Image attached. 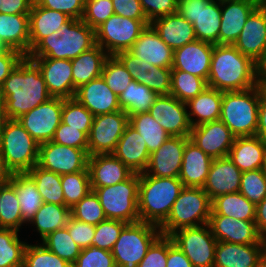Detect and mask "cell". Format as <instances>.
I'll return each instance as SVG.
<instances>
[{"label": "cell", "mask_w": 266, "mask_h": 267, "mask_svg": "<svg viewBox=\"0 0 266 267\" xmlns=\"http://www.w3.org/2000/svg\"><path fill=\"white\" fill-rule=\"evenodd\" d=\"M0 98L4 101L6 118L17 119L52 96L39 67L28 56H24L3 82Z\"/></svg>", "instance_id": "cell-1"}, {"label": "cell", "mask_w": 266, "mask_h": 267, "mask_svg": "<svg viewBox=\"0 0 266 267\" xmlns=\"http://www.w3.org/2000/svg\"><path fill=\"white\" fill-rule=\"evenodd\" d=\"M207 86L223 92L255 87V62L241 54L234 45L216 44L211 56Z\"/></svg>", "instance_id": "cell-2"}, {"label": "cell", "mask_w": 266, "mask_h": 267, "mask_svg": "<svg viewBox=\"0 0 266 267\" xmlns=\"http://www.w3.org/2000/svg\"><path fill=\"white\" fill-rule=\"evenodd\" d=\"M183 188L179 177H153L139 174L138 213L140 221L160 227L169 216Z\"/></svg>", "instance_id": "cell-3"}, {"label": "cell", "mask_w": 266, "mask_h": 267, "mask_svg": "<svg viewBox=\"0 0 266 267\" xmlns=\"http://www.w3.org/2000/svg\"><path fill=\"white\" fill-rule=\"evenodd\" d=\"M96 45L95 30L82 19H69L59 32L42 39L29 53V58L75 59Z\"/></svg>", "instance_id": "cell-4"}, {"label": "cell", "mask_w": 266, "mask_h": 267, "mask_svg": "<svg viewBox=\"0 0 266 267\" xmlns=\"http://www.w3.org/2000/svg\"><path fill=\"white\" fill-rule=\"evenodd\" d=\"M0 156L12 174L29 172L38 164L39 143L17 119H7L0 132Z\"/></svg>", "instance_id": "cell-5"}, {"label": "cell", "mask_w": 266, "mask_h": 267, "mask_svg": "<svg viewBox=\"0 0 266 267\" xmlns=\"http://www.w3.org/2000/svg\"><path fill=\"white\" fill-rule=\"evenodd\" d=\"M260 87L242 91H225L220 120L235 137L254 136L258 126Z\"/></svg>", "instance_id": "cell-6"}, {"label": "cell", "mask_w": 266, "mask_h": 267, "mask_svg": "<svg viewBox=\"0 0 266 267\" xmlns=\"http://www.w3.org/2000/svg\"><path fill=\"white\" fill-rule=\"evenodd\" d=\"M210 213L211 200L203 188L183 187L169 216L159 227L161 234L170 236L182 228L205 225L209 222Z\"/></svg>", "instance_id": "cell-7"}, {"label": "cell", "mask_w": 266, "mask_h": 267, "mask_svg": "<svg viewBox=\"0 0 266 267\" xmlns=\"http://www.w3.org/2000/svg\"><path fill=\"white\" fill-rule=\"evenodd\" d=\"M139 174L134 173L129 179L106 187H91L100 200L107 219L126 223L140 221L138 213Z\"/></svg>", "instance_id": "cell-8"}, {"label": "cell", "mask_w": 266, "mask_h": 267, "mask_svg": "<svg viewBox=\"0 0 266 267\" xmlns=\"http://www.w3.org/2000/svg\"><path fill=\"white\" fill-rule=\"evenodd\" d=\"M161 235L156 225L144 221L127 223L111 251L116 267H138L148 249Z\"/></svg>", "instance_id": "cell-9"}, {"label": "cell", "mask_w": 266, "mask_h": 267, "mask_svg": "<svg viewBox=\"0 0 266 267\" xmlns=\"http://www.w3.org/2000/svg\"><path fill=\"white\" fill-rule=\"evenodd\" d=\"M177 13L193 25L196 39L219 44L220 0H177Z\"/></svg>", "instance_id": "cell-10"}, {"label": "cell", "mask_w": 266, "mask_h": 267, "mask_svg": "<svg viewBox=\"0 0 266 267\" xmlns=\"http://www.w3.org/2000/svg\"><path fill=\"white\" fill-rule=\"evenodd\" d=\"M148 20H134L113 14L95 29V41L109 55L129 50L149 25Z\"/></svg>", "instance_id": "cell-11"}, {"label": "cell", "mask_w": 266, "mask_h": 267, "mask_svg": "<svg viewBox=\"0 0 266 267\" xmlns=\"http://www.w3.org/2000/svg\"><path fill=\"white\" fill-rule=\"evenodd\" d=\"M193 267H214L217 240L209 224L182 228L169 236Z\"/></svg>", "instance_id": "cell-12"}, {"label": "cell", "mask_w": 266, "mask_h": 267, "mask_svg": "<svg viewBox=\"0 0 266 267\" xmlns=\"http://www.w3.org/2000/svg\"><path fill=\"white\" fill-rule=\"evenodd\" d=\"M129 124V115L123 110L93 117L88 136V155L112 154Z\"/></svg>", "instance_id": "cell-13"}, {"label": "cell", "mask_w": 266, "mask_h": 267, "mask_svg": "<svg viewBox=\"0 0 266 267\" xmlns=\"http://www.w3.org/2000/svg\"><path fill=\"white\" fill-rule=\"evenodd\" d=\"M63 104L64 98L52 97L17 120L39 144L52 141L61 123Z\"/></svg>", "instance_id": "cell-14"}, {"label": "cell", "mask_w": 266, "mask_h": 267, "mask_svg": "<svg viewBox=\"0 0 266 267\" xmlns=\"http://www.w3.org/2000/svg\"><path fill=\"white\" fill-rule=\"evenodd\" d=\"M88 158L84 149L49 141L39 144L37 165L44 170L63 175L88 170Z\"/></svg>", "instance_id": "cell-15"}, {"label": "cell", "mask_w": 266, "mask_h": 267, "mask_svg": "<svg viewBox=\"0 0 266 267\" xmlns=\"http://www.w3.org/2000/svg\"><path fill=\"white\" fill-rule=\"evenodd\" d=\"M127 69L133 80L144 84L157 95H168L171 90L172 68L156 67L135 57L129 50L114 55Z\"/></svg>", "instance_id": "cell-16"}, {"label": "cell", "mask_w": 266, "mask_h": 267, "mask_svg": "<svg viewBox=\"0 0 266 267\" xmlns=\"http://www.w3.org/2000/svg\"><path fill=\"white\" fill-rule=\"evenodd\" d=\"M188 111L185 102L168 94L158 95L148 112L170 136H190Z\"/></svg>", "instance_id": "cell-17"}, {"label": "cell", "mask_w": 266, "mask_h": 267, "mask_svg": "<svg viewBox=\"0 0 266 267\" xmlns=\"http://www.w3.org/2000/svg\"><path fill=\"white\" fill-rule=\"evenodd\" d=\"M190 136H169V138L149 156L144 171L153 177H179L183 152Z\"/></svg>", "instance_id": "cell-18"}, {"label": "cell", "mask_w": 266, "mask_h": 267, "mask_svg": "<svg viewBox=\"0 0 266 267\" xmlns=\"http://www.w3.org/2000/svg\"><path fill=\"white\" fill-rule=\"evenodd\" d=\"M217 241L236 244H266L255 221H244L219 214H210L208 222Z\"/></svg>", "instance_id": "cell-19"}, {"label": "cell", "mask_w": 266, "mask_h": 267, "mask_svg": "<svg viewBox=\"0 0 266 267\" xmlns=\"http://www.w3.org/2000/svg\"><path fill=\"white\" fill-rule=\"evenodd\" d=\"M190 140L212 159L228 156L235 136L219 119L191 128Z\"/></svg>", "instance_id": "cell-20"}, {"label": "cell", "mask_w": 266, "mask_h": 267, "mask_svg": "<svg viewBox=\"0 0 266 267\" xmlns=\"http://www.w3.org/2000/svg\"><path fill=\"white\" fill-rule=\"evenodd\" d=\"M40 70L52 97L73 98V69L69 59L30 58Z\"/></svg>", "instance_id": "cell-21"}, {"label": "cell", "mask_w": 266, "mask_h": 267, "mask_svg": "<svg viewBox=\"0 0 266 267\" xmlns=\"http://www.w3.org/2000/svg\"><path fill=\"white\" fill-rule=\"evenodd\" d=\"M266 260V244L217 241L214 267H260Z\"/></svg>", "instance_id": "cell-22"}, {"label": "cell", "mask_w": 266, "mask_h": 267, "mask_svg": "<svg viewBox=\"0 0 266 267\" xmlns=\"http://www.w3.org/2000/svg\"><path fill=\"white\" fill-rule=\"evenodd\" d=\"M259 0H222L219 44L233 45Z\"/></svg>", "instance_id": "cell-23"}, {"label": "cell", "mask_w": 266, "mask_h": 267, "mask_svg": "<svg viewBox=\"0 0 266 267\" xmlns=\"http://www.w3.org/2000/svg\"><path fill=\"white\" fill-rule=\"evenodd\" d=\"M213 47V44L196 39L174 50L172 70L190 73L207 82Z\"/></svg>", "instance_id": "cell-24"}, {"label": "cell", "mask_w": 266, "mask_h": 267, "mask_svg": "<svg viewBox=\"0 0 266 267\" xmlns=\"http://www.w3.org/2000/svg\"><path fill=\"white\" fill-rule=\"evenodd\" d=\"M74 98L93 116L121 110L119 97L107 86L102 75L78 87Z\"/></svg>", "instance_id": "cell-25"}, {"label": "cell", "mask_w": 266, "mask_h": 267, "mask_svg": "<svg viewBox=\"0 0 266 267\" xmlns=\"http://www.w3.org/2000/svg\"><path fill=\"white\" fill-rule=\"evenodd\" d=\"M242 171L228 157L213 159L206 182L202 187L210 200L215 197L239 192Z\"/></svg>", "instance_id": "cell-26"}, {"label": "cell", "mask_w": 266, "mask_h": 267, "mask_svg": "<svg viewBox=\"0 0 266 267\" xmlns=\"http://www.w3.org/2000/svg\"><path fill=\"white\" fill-rule=\"evenodd\" d=\"M129 51L153 66L172 68L174 51L161 40L151 24L142 31Z\"/></svg>", "instance_id": "cell-27"}, {"label": "cell", "mask_w": 266, "mask_h": 267, "mask_svg": "<svg viewBox=\"0 0 266 267\" xmlns=\"http://www.w3.org/2000/svg\"><path fill=\"white\" fill-rule=\"evenodd\" d=\"M237 50L254 62L266 49V14L258 5L246 20L238 39L233 44Z\"/></svg>", "instance_id": "cell-28"}, {"label": "cell", "mask_w": 266, "mask_h": 267, "mask_svg": "<svg viewBox=\"0 0 266 267\" xmlns=\"http://www.w3.org/2000/svg\"><path fill=\"white\" fill-rule=\"evenodd\" d=\"M91 187H106L129 179L132 172L113 154H96L88 158Z\"/></svg>", "instance_id": "cell-29"}, {"label": "cell", "mask_w": 266, "mask_h": 267, "mask_svg": "<svg viewBox=\"0 0 266 267\" xmlns=\"http://www.w3.org/2000/svg\"><path fill=\"white\" fill-rule=\"evenodd\" d=\"M112 154L132 172L138 174L144 173L150 156L145 140L130 124L127 125Z\"/></svg>", "instance_id": "cell-30"}, {"label": "cell", "mask_w": 266, "mask_h": 267, "mask_svg": "<svg viewBox=\"0 0 266 267\" xmlns=\"http://www.w3.org/2000/svg\"><path fill=\"white\" fill-rule=\"evenodd\" d=\"M212 158L208 156L190 139L186 142L179 179L182 181L183 187H203Z\"/></svg>", "instance_id": "cell-31"}, {"label": "cell", "mask_w": 266, "mask_h": 267, "mask_svg": "<svg viewBox=\"0 0 266 267\" xmlns=\"http://www.w3.org/2000/svg\"><path fill=\"white\" fill-rule=\"evenodd\" d=\"M150 24L173 51L196 40L193 25L177 12L156 18Z\"/></svg>", "instance_id": "cell-32"}, {"label": "cell", "mask_w": 266, "mask_h": 267, "mask_svg": "<svg viewBox=\"0 0 266 267\" xmlns=\"http://www.w3.org/2000/svg\"><path fill=\"white\" fill-rule=\"evenodd\" d=\"M29 14L0 13V39L8 49L30 53Z\"/></svg>", "instance_id": "cell-33"}, {"label": "cell", "mask_w": 266, "mask_h": 267, "mask_svg": "<svg viewBox=\"0 0 266 267\" xmlns=\"http://www.w3.org/2000/svg\"><path fill=\"white\" fill-rule=\"evenodd\" d=\"M266 141L257 135L235 137L228 157L242 171L262 169Z\"/></svg>", "instance_id": "cell-34"}, {"label": "cell", "mask_w": 266, "mask_h": 267, "mask_svg": "<svg viewBox=\"0 0 266 267\" xmlns=\"http://www.w3.org/2000/svg\"><path fill=\"white\" fill-rule=\"evenodd\" d=\"M70 19L66 14L32 4L29 13L30 52L45 37L59 32L60 27Z\"/></svg>", "instance_id": "cell-35"}, {"label": "cell", "mask_w": 266, "mask_h": 267, "mask_svg": "<svg viewBox=\"0 0 266 267\" xmlns=\"http://www.w3.org/2000/svg\"><path fill=\"white\" fill-rule=\"evenodd\" d=\"M222 98L223 91L207 87L195 98L190 99L186 105L187 109H190L188 119L191 127L219 120ZM192 116L197 118L194 119Z\"/></svg>", "instance_id": "cell-36"}, {"label": "cell", "mask_w": 266, "mask_h": 267, "mask_svg": "<svg viewBox=\"0 0 266 267\" xmlns=\"http://www.w3.org/2000/svg\"><path fill=\"white\" fill-rule=\"evenodd\" d=\"M110 55L99 45L81 53L71 60L73 69V89L76 91L81 85L102 75L104 63Z\"/></svg>", "instance_id": "cell-37"}, {"label": "cell", "mask_w": 266, "mask_h": 267, "mask_svg": "<svg viewBox=\"0 0 266 267\" xmlns=\"http://www.w3.org/2000/svg\"><path fill=\"white\" fill-rule=\"evenodd\" d=\"M9 182L16 190L23 223L29 224L35 217L38 209L44 203L41 194L36 188L35 181L27 172H25L12 174Z\"/></svg>", "instance_id": "cell-38"}, {"label": "cell", "mask_w": 266, "mask_h": 267, "mask_svg": "<svg viewBox=\"0 0 266 267\" xmlns=\"http://www.w3.org/2000/svg\"><path fill=\"white\" fill-rule=\"evenodd\" d=\"M256 206L240 192L222 194L211 200V213L244 221H255Z\"/></svg>", "instance_id": "cell-39"}, {"label": "cell", "mask_w": 266, "mask_h": 267, "mask_svg": "<svg viewBox=\"0 0 266 267\" xmlns=\"http://www.w3.org/2000/svg\"><path fill=\"white\" fill-rule=\"evenodd\" d=\"M70 216L71 209L67 206L44 202L29 223L35 226L42 241L50 233L64 228Z\"/></svg>", "instance_id": "cell-40"}, {"label": "cell", "mask_w": 266, "mask_h": 267, "mask_svg": "<svg viewBox=\"0 0 266 267\" xmlns=\"http://www.w3.org/2000/svg\"><path fill=\"white\" fill-rule=\"evenodd\" d=\"M157 96L147 86L133 80L119 95V105L129 116L145 113L149 111Z\"/></svg>", "instance_id": "cell-41"}, {"label": "cell", "mask_w": 266, "mask_h": 267, "mask_svg": "<svg viewBox=\"0 0 266 267\" xmlns=\"http://www.w3.org/2000/svg\"><path fill=\"white\" fill-rule=\"evenodd\" d=\"M129 124L145 140L150 154L155 152L170 136L149 112L129 116Z\"/></svg>", "instance_id": "cell-42"}, {"label": "cell", "mask_w": 266, "mask_h": 267, "mask_svg": "<svg viewBox=\"0 0 266 267\" xmlns=\"http://www.w3.org/2000/svg\"><path fill=\"white\" fill-rule=\"evenodd\" d=\"M27 173L34 179L36 188L41 194L43 202L65 205L61 186V175L44 170L38 165H35Z\"/></svg>", "instance_id": "cell-43"}, {"label": "cell", "mask_w": 266, "mask_h": 267, "mask_svg": "<svg viewBox=\"0 0 266 267\" xmlns=\"http://www.w3.org/2000/svg\"><path fill=\"white\" fill-rule=\"evenodd\" d=\"M23 218L14 186L8 182L0 187V228L20 231Z\"/></svg>", "instance_id": "cell-44"}, {"label": "cell", "mask_w": 266, "mask_h": 267, "mask_svg": "<svg viewBox=\"0 0 266 267\" xmlns=\"http://www.w3.org/2000/svg\"><path fill=\"white\" fill-rule=\"evenodd\" d=\"M26 245L17 230L0 228V267H23Z\"/></svg>", "instance_id": "cell-45"}, {"label": "cell", "mask_w": 266, "mask_h": 267, "mask_svg": "<svg viewBox=\"0 0 266 267\" xmlns=\"http://www.w3.org/2000/svg\"><path fill=\"white\" fill-rule=\"evenodd\" d=\"M207 87V82L203 78L180 70L171 71V90L169 94L181 102L187 103Z\"/></svg>", "instance_id": "cell-46"}, {"label": "cell", "mask_w": 266, "mask_h": 267, "mask_svg": "<svg viewBox=\"0 0 266 267\" xmlns=\"http://www.w3.org/2000/svg\"><path fill=\"white\" fill-rule=\"evenodd\" d=\"M65 206L72 208L91 191L88 170L61 175Z\"/></svg>", "instance_id": "cell-47"}, {"label": "cell", "mask_w": 266, "mask_h": 267, "mask_svg": "<svg viewBox=\"0 0 266 267\" xmlns=\"http://www.w3.org/2000/svg\"><path fill=\"white\" fill-rule=\"evenodd\" d=\"M41 243L71 265L77 260L81 252V248L74 242L65 227L50 233Z\"/></svg>", "instance_id": "cell-48"}, {"label": "cell", "mask_w": 266, "mask_h": 267, "mask_svg": "<svg viewBox=\"0 0 266 267\" xmlns=\"http://www.w3.org/2000/svg\"><path fill=\"white\" fill-rule=\"evenodd\" d=\"M93 114L74 97L64 99L61 121L73 128L85 132L91 131Z\"/></svg>", "instance_id": "cell-49"}, {"label": "cell", "mask_w": 266, "mask_h": 267, "mask_svg": "<svg viewBox=\"0 0 266 267\" xmlns=\"http://www.w3.org/2000/svg\"><path fill=\"white\" fill-rule=\"evenodd\" d=\"M23 267H72L42 243L28 244L24 251Z\"/></svg>", "instance_id": "cell-50"}, {"label": "cell", "mask_w": 266, "mask_h": 267, "mask_svg": "<svg viewBox=\"0 0 266 267\" xmlns=\"http://www.w3.org/2000/svg\"><path fill=\"white\" fill-rule=\"evenodd\" d=\"M71 216L95 226L107 219L98 196L92 190L71 208Z\"/></svg>", "instance_id": "cell-51"}, {"label": "cell", "mask_w": 266, "mask_h": 267, "mask_svg": "<svg viewBox=\"0 0 266 267\" xmlns=\"http://www.w3.org/2000/svg\"><path fill=\"white\" fill-rule=\"evenodd\" d=\"M102 77L106 81L107 86L118 97L133 81L130 73L114 55H110L106 59L102 71Z\"/></svg>", "instance_id": "cell-52"}, {"label": "cell", "mask_w": 266, "mask_h": 267, "mask_svg": "<svg viewBox=\"0 0 266 267\" xmlns=\"http://www.w3.org/2000/svg\"><path fill=\"white\" fill-rule=\"evenodd\" d=\"M239 192L255 206L266 197V176L262 169L242 172Z\"/></svg>", "instance_id": "cell-53"}, {"label": "cell", "mask_w": 266, "mask_h": 267, "mask_svg": "<svg viewBox=\"0 0 266 267\" xmlns=\"http://www.w3.org/2000/svg\"><path fill=\"white\" fill-rule=\"evenodd\" d=\"M126 222L106 219L95 226L92 246L107 251H112Z\"/></svg>", "instance_id": "cell-54"}, {"label": "cell", "mask_w": 266, "mask_h": 267, "mask_svg": "<svg viewBox=\"0 0 266 267\" xmlns=\"http://www.w3.org/2000/svg\"><path fill=\"white\" fill-rule=\"evenodd\" d=\"M113 14L112 0H85L82 20L95 30Z\"/></svg>", "instance_id": "cell-55"}, {"label": "cell", "mask_w": 266, "mask_h": 267, "mask_svg": "<svg viewBox=\"0 0 266 267\" xmlns=\"http://www.w3.org/2000/svg\"><path fill=\"white\" fill-rule=\"evenodd\" d=\"M72 267H116L111 251L90 246L81 249Z\"/></svg>", "instance_id": "cell-56"}, {"label": "cell", "mask_w": 266, "mask_h": 267, "mask_svg": "<svg viewBox=\"0 0 266 267\" xmlns=\"http://www.w3.org/2000/svg\"><path fill=\"white\" fill-rule=\"evenodd\" d=\"M52 141L56 144L84 149L88 153V135L61 121Z\"/></svg>", "instance_id": "cell-57"}, {"label": "cell", "mask_w": 266, "mask_h": 267, "mask_svg": "<svg viewBox=\"0 0 266 267\" xmlns=\"http://www.w3.org/2000/svg\"><path fill=\"white\" fill-rule=\"evenodd\" d=\"M33 3L44 8L60 11L71 19H82L85 9V0H34Z\"/></svg>", "instance_id": "cell-58"}, {"label": "cell", "mask_w": 266, "mask_h": 267, "mask_svg": "<svg viewBox=\"0 0 266 267\" xmlns=\"http://www.w3.org/2000/svg\"><path fill=\"white\" fill-rule=\"evenodd\" d=\"M168 236L161 235L148 249L138 267H166Z\"/></svg>", "instance_id": "cell-59"}, {"label": "cell", "mask_w": 266, "mask_h": 267, "mask_svg": "<svg viewBox=\"0 0 266 267\" xmlns=\"http://www.w3.org/2000/svg\"><path fill=\"white\" fill-rule=\"evenodd\" d=\"M65 228L68 230V233L70 234L74 242L81 249L92 246L95 234V225L87 224L70 216Z\"/></svg>", "instance_id": "cell-60"}, {"label": "cell", "mask_w": 266, "mask_h": 267, "mask_svg": "<svg viewBox=\"0 0 266 267\" xmlns=\"http://www.w3.org/2000/svg\"><path fill=\"white\" fill-rule=\"evenodd\" d=\"M142 10L151 23L154 19L177 12V0H139Z\"/></svg>", "instance_id": "cell-61"}, {"label": "cell", "mask_w": 266, "mask_h": 267, "mask_svg": "<svg viewBox=\"0 0 266 267\" xmlns=\"http://www.w3.org/2000/svg\"><path fill=\"white\" fill-rule=\"evenodd\" d=\"M116 15L134 20H147L139 0H112Z\"/></svg>", "instance_id": "cell-62"}, {"label": "cell", "mask_w": 266, "mask_h": 267, "mask_svg": "<svg viewBox=\"0 0 266 267\" xmlns=\"http://www.w3.org/2000/svg\"><path fill=\"white\" fill-rule=\"evenodd\" d=\"M23 57L24 55L13 49H8L5 53L0 54V88Z\"/></svg>", "instance_id": "cell-63"}, {"label": "cell", "mask_w": 266, "mask_h": 267, "mask_svg": "<svg viewBox=\"0 0 266 267\" xmlns=\"http://www.w3.org/2000/svg\"><path fill=\"white\" fill-rule=\"evenodd\" d=\"M166 267H193L187 256L173 243L169 236Z\"/></svg>", "instance_id": "cell-64"}, {"label": "cell", "mask_w": 266, "mask_h": 267, "mask_svg": "<svg viewBox=\"0 0 266 267\" xmlns=\"http://www.w3.org/2000/svg\"><path fill=\"white\" fill-rule=\"evenodd\" d=\"M34 0H0V13L29 14Z\"/></svg>", "instance_id": "cell-65"}, {"label": "cell", "mask_w": 266, "mask_h": 267, "mask_svg": "<svg viewBox=\"0 0 266 267\" xmlns=\"http://www.w3.org/2000/svg\"><path fill=\"white\" fill-rule=\"evenodd\" d=\"M256 135L266 141V93L261 87Z\"/></svg>", "instance_id": "cell-66"}, {"label": "cell", "mask_w": 266, "mask_h": 267, "mask_svg": "<svg viewBox=\"0 0 266 267\" xmlns=\"http://www.w3.org/2000/svg\"><path fill=\"white\" fill-rule=\"evenodd\" d=\"M255 224L260 235L266 240V197L256 205Z\"/></svg>", "instance_id": "cell-67"}, {"label": "cell", "mask_w": 266, "mask_h": 267, "mask_svg": "<svg viewBox=\"0 0 266 267\" xmlns=\"http://www.w3.org/2000/svg\"><path fill=\"white\" fill-rule=\"evenodd\" d=\"M255 78L259 87L266 83V49L255 61Z\"/></svg>", "instance_id": "cell-68"}, {"label": "cell", "mask_w": 266, "mask_h": 267, "mask_svg": "<svg viewBox=\"0 0 266 267\" xmlns=\"http://www.w3.org/2000/svg\"><path fill=\"white\" fill-rule=\"evenodd\" d=\"M11 175L12 173L6 168L5 163L0 156V184L8 183Z\"/></svg>", "instance_id": "cell-69"}, {"label": "cell", "mask_w": 266, "mask_h": 267, "mask_svg": "<svg viewBox=\"0 0 266 267\" xmlns=\"http://www.w3.org/2000/svg\"><path fill=\"white\" fill-rule=\"evenodd\" d=\"M6 120L4 101L0 98V132Z\"/></svg>", "instance_id": "cell-70"}, {"label": "cell", "mask_w": 266, "mask_h": 267, "mask_svg": "<svg viewBox=\"0 0 266 267\" xmlns=\"http://www.w3.org/2000/svg\"><path fill=\"white\" fill-rule=\"evenodd\" d=\"M8 50V47L5 46V44L0 39V54L5 53Z\"/></svg>", "instance_id": "cell-71"}, {"label": "cell", "mask_w": 266, "mask_h": 267, "mask_svg": "<svg viewBox=\"0 0 266 267\" xmlns=\"http://www.w3.org/2000/svg\"><path fill=\"white\" fill-rule=\"evenodd\" d=\"M262 171L264 172V174L266 176V149H265V152H264V159H263Z\"/></svg>", "instance_id": "cell-72"}, {"label": "cell", "mask_w": 266, "mask_h": 267, "mask_svg": "<svg viewBox=\"0 0 266 267\" xmlns=\"http://www.w3.org/2000/svg\"><path fill=\"white\" fill-rule=\"evenodd\" d=\"M259 6L264 10L266 14V0H259Z\"/></svg>", "instance_id": "cell-73"}, {"label": "cell", "mask_w": 266, "mask_h": 267, "mask_svg": "<svg viewBox=\"0 0 266 267\" xmlns=\"http://www.w3.org/2000/svg\"><path fill=\"white\" fill-rule=\"evenodd\" d=\"M261 88L266 93V83Z\"/></svg>", "instance_id": "cell-74"}, {"label": "cell", "mask_w": 266, "mask_h": 267, "mask_svg": "<svg viewBox=\"0 0 266 267\" xmlns=\"http://www.w3.org/2000/svg\"><path fill=\"white\" fill-rule=\"evenodd\" d=\"M260 267H266V260Z\"/></svg>", "instance_id": "cell-75"}]
</instances>
